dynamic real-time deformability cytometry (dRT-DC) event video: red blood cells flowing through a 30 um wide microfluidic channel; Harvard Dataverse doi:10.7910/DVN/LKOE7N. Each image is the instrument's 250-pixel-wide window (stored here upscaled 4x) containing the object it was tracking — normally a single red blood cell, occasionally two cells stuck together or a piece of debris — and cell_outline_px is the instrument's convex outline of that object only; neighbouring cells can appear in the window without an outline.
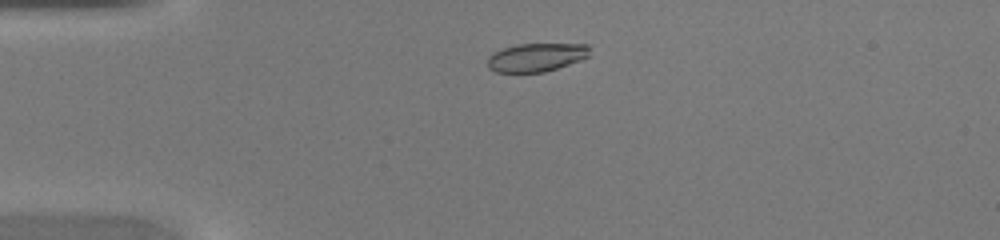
{"species": "common noctule bat (a hibernating species)", "species_latin": "Nyctalus noctula", "temperature_condition": "warm", "stored_images_in_passage": 40, "camera_frame_rate_fps": 3000, "um_per_image_px": 0.085, "animal": {"sex": "female", "body_mass_g": 20.0, "forearm_length_mm": 54.0}, "frame": {"image": 1, "passage_image": 6, "time_ms": 1.667, "image_size_px": [1000, 240], "cell_outline_px": [[592, 48], [588, 56], [580, 60], [544, 72], [496, 72], [488, 68], [488, 56], [504, 48], [516, 44], [588, 44]], "centroid_in_image_um": [45.61, 4.86], "position_along_channel_um": 39.4, "area_um2": 16.82}}
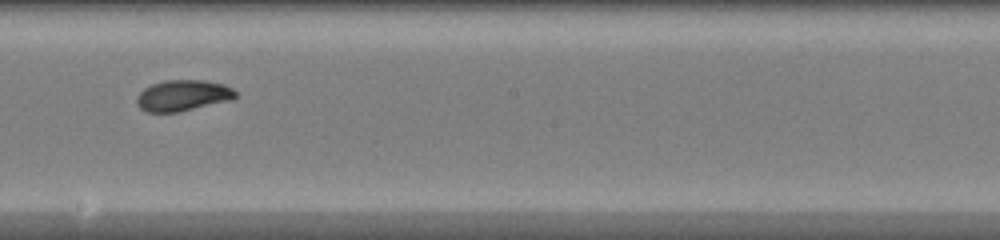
{"frame": {"image": 2, "passage_image": 21, "time_ms": 6.667, "image_size_px": [1000, 240], "cell_outline_px": [[236, 96], [232, 100], [176, 112], [144, 112], [136, 104], [136, 96], [144, 88], [152, 84], [164, 80], [204, 80], [224, 84], [232, 88], [236, 92]], "centroid_in_image_um": [15.52, 8.11], "position_along_channel_um": 232.7, "area_um2": 17.92}}
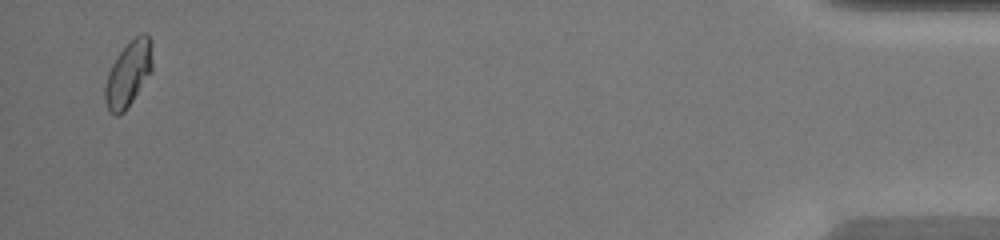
{"frame": {"image": 3, "passage_image": 39, "time_ms": 12.667, "image_size_px": [1000, 240], "cell_outline_px": [[152, 72], [124, 112], [120, 116], [116, 116], [108, 112], [104, 100], [104, 88], [108, 72], [112, 64], [120, 52], [140, 32], [148, 32], [152, 60]], "centroid_in_image_um": [10.89, 6.32], "position_along_channel_um": 424.3, "area_um2": 18.03}}